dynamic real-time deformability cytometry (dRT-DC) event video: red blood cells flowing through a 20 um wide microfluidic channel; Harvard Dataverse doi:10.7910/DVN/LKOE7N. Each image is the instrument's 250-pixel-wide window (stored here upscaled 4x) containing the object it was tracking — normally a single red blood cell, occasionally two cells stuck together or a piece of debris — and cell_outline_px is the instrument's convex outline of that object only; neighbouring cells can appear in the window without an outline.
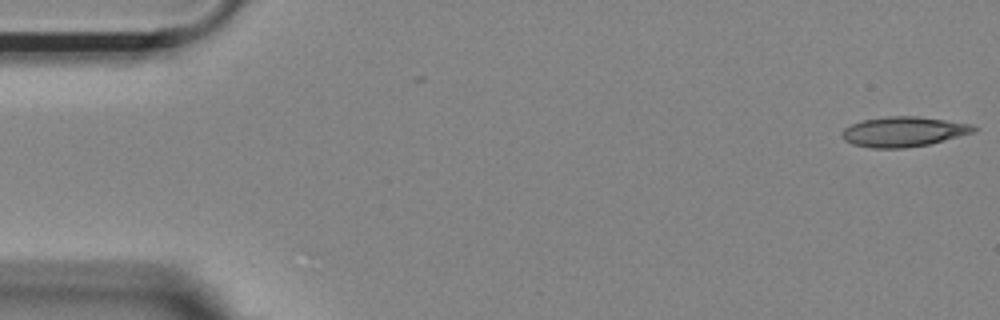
{"species": "Egyptian fruit bat (a non-hibernating species)", "species_latin": "Rousettus aegyptiacus", "temperature_condition": "room temperature", "stored_images_in_passage": 12, "segment_of_instrument_passage": [1, 2], "camera_frame_rate_fps": 3000, "um_per_image_px": 0.085, "animal": {"sex": "female"}, "frame": {"image": 1, "passage_image": 1, "time_ms": 0.0, "image_size_px": [1000, 320], "cell_outline_px": [[980, 128], [972, 132], [944, 140], [928, 144], [908, 148], [872, 148], [852, 144], [844, 140], [840, 132], [844, 128], [860, 120], [888, 116], [916, 116], [972, 124]], "centroid_in_image_um": [76.76, 11.19], "position_along_channel_um": 8.2, "area_um2": 23.0}}